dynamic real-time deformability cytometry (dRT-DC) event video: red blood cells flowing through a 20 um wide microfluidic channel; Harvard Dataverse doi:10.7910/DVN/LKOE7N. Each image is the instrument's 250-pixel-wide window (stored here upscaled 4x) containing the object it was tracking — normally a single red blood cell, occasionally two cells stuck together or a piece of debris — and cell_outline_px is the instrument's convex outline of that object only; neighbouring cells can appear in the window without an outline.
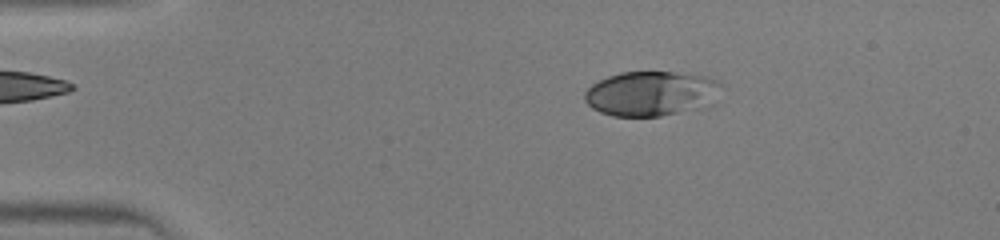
{"species": "human", "species_latin": "Homo sapiens", "temperature_condition": "warm", "stored_images_in_passage": 45, "camera_frame_rate_fps": 3000, "um_per_image_px": 0.085, "donor": {"sex": "male"}, "frame": {"image": 1, "passage_image": 9, "time_ms": 2.667, "image_size_px": [1000, 240], "cell_outline_px": [[720, 84], [696, 100], [676, 112], [660, 116], [612, 116], [600, 112], [592, 108], [584, 100], [584, 92], [592, 84], [608, 76], [620, 72], [672, 72], [704, 76], [716, 80]], "centroid_in_image_um": [54.97, 7.91], "position_along_channel_um": 30.0, "area_um2": 32.89}}
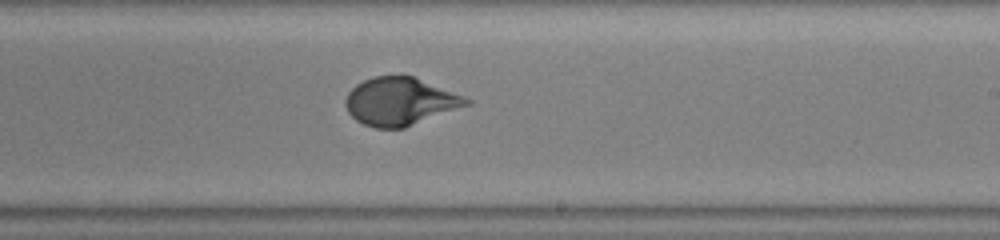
{"frame": {"image": 2, "passage_image": 28, "time_ms": 9.0, "image_size_px": [1000, 240], "cell_outline_px": [[472, 104], [404, 128], [376, 128], [364, 124], [356, 120], [348, 112], [344, 104], [344, 100], [348, 92], [356, 84], [364, 80], [376, 76], [412, 76], [464, 96], [472, 100]], "centroid_in_image_um": [34.0, 8.63], "position_along_channel_um": 255.0, "area_um2": 33.58}}
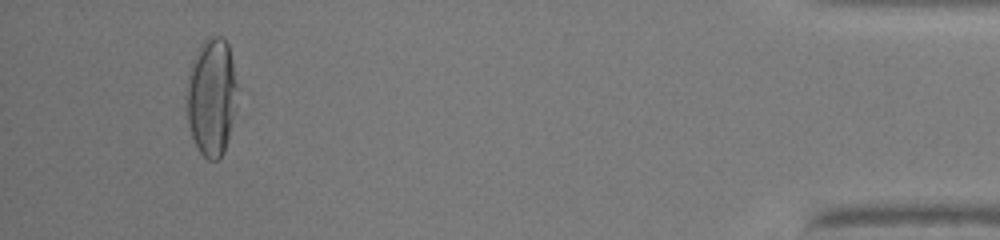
{"frame": {"image": 3, "passage_image": 43, "time_ms": 14.0, "image_size_px": [1000, 240], "cell_outline_px": [[236, 88], [232, 116], [228, 140], [224, 152], [216, 160], [208, 160], [200, 152], [192, 136], [188, 124], [184, 96], [184, 92], [188, 68], [200, 44], [208, 36], [220, 36], [228, 44], [232, 60], [236, 84]], "centroid_in_image_um": [17.91, 8.2], "position_along_channel_um": 417.3, "area_um2": 34.91}}